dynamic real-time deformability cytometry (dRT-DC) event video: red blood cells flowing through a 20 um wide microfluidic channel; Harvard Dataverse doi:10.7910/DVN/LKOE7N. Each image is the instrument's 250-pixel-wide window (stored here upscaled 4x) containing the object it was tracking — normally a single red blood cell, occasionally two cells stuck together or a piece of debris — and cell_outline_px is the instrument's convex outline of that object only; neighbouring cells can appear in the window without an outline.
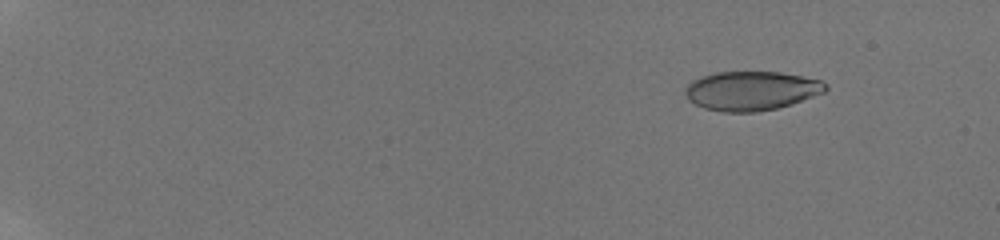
{"species": "human", "species_latin": "Homo sapiens", "temperature_condition": "room temperature", "stored_images_in_passage": 50, "camera_frame_rate_fps": 3000, "um_per_image_px": 0.085, "donor": {"sex": "male"}, "frame": {"image": 1, "passage_image": 7, "time_ms": 2.333, "image_size_px": [1000, 240], "cell_outline_px": [[828, 88], [824, 92], [792, 104], [776, 108], [756, 112], [724, 112], [704, 108], [688, 100], [684, 92], [684, 88], [692, 80], [716, 72], [780, 72], [820, 80], [828, 84]], "centroid_in_image_um": [63.85, 7.72], "position_along_channel_um": 21.1, "area_um2": 31.96}}
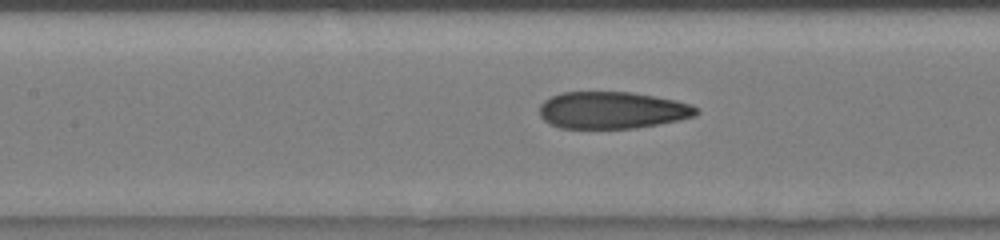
{"frame": {"image": 2, "passage_image": 27, "time_ms": 10.0, "image_size_px": [1000, 240], "cell_outline_px": [[700, 112], [696, 116], [680, 120], [636, 128], [560, 128], [548, 124], [540, 116], [540, 104], [544, 100], [560, 92], [632, 92], [676, 100], [692, 104]], "centroid_in_image_um": [52.04, 9.37], "position_along_channel_um": 155.4, "area_um2": 34.04}}
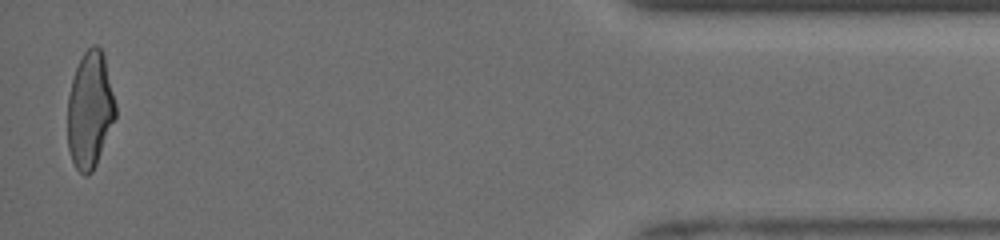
{"frame": {"image": 3, "passage_image": 49, "time_ms": 18.333, "image_size_px": [1000, 240], "cell_outline_px": [[116, 116], [96, 164], [92, 172], [88, 176], [84, 176], [76, 168], [72, 160], [68, 148], [68, 96], [72, 80], [76, 68], [84, 52], [92, 44], [96, 44], [100, 48], [104, 56], [116, 104]], "centroid_in_image_um": [7.64, 9.36], "position_along_channel_um": 427.6, "area_um2": 32.37}, "authors_computed_cell_mechanics": {"area_um2": 33.5529, "velocity_mm_per_s": 3.9721, "shape_relaxation_time_tau1_ms": 9.7534, "shape_relaxation_time_tau2_ms": 1.0903, "deformation_change_tau1": 0.2833, "deformation_change_tau2": 0.0683}}